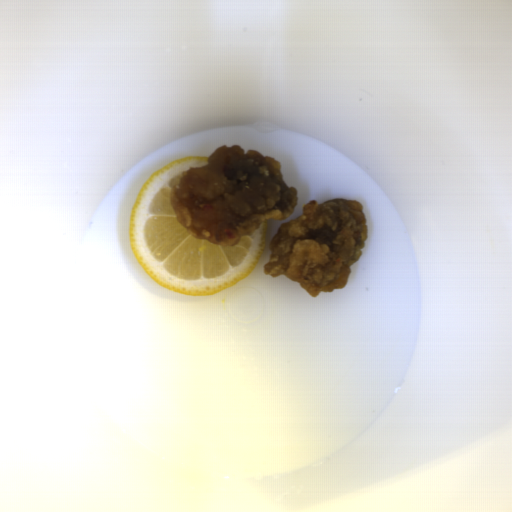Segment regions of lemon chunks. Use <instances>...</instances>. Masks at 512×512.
I'll return each mask as SVG.
<instances>
[{"label":"lemon chunks","instance_id":"e0be4373","mask_svg":"<svg viewBox=\"0 0 512 512\" xmlns=\"http://www.w3.org/2000/svg\"><path fill=\"white\" fill-rule=\"evenodd\" d=\"M208 158L184 156L150 174L130 215L131 252L145 273L160 286L195 297L215 295L248 276L265 248L267 220L233 246L197 239L177 222L173 187L183 171L207 166Z\"/></svg>","mask_w":512,"mask_h":512}]
</instances>
